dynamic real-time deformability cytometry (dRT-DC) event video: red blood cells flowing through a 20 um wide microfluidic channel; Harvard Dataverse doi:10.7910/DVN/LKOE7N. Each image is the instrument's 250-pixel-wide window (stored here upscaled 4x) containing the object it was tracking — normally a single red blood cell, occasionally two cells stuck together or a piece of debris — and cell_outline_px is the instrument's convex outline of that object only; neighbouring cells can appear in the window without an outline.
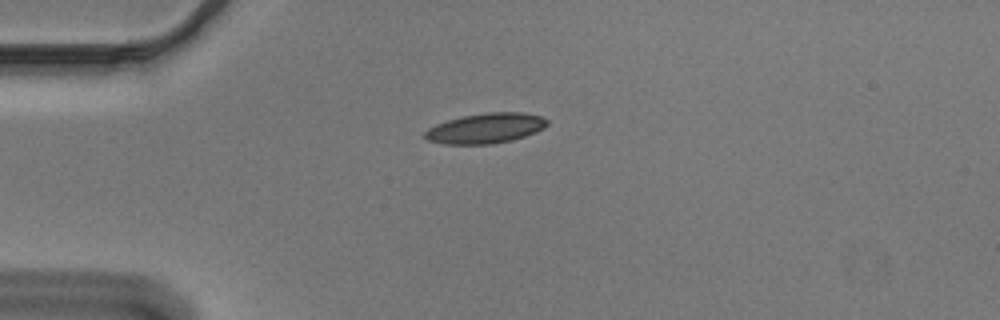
{"species": "Egyptian fruit bat (a non-hibernating species)", "species_latin": "Rousettus aegyptiacus", "temperature_condition": "cold", "stored_images_in_passage": 42, "camera_frame_rate_fps": 3000, "um_per_image_px": 0.085, "animal": {"sex": "male"}, "frame": {"image": 1, "passage_image": 1, "time_ms": 0.0, "image_size_px": [1000, 320], "cell_outline_px": [[548, 124], [544, 128], [536, 132], [512, 140], [492, 144], [444, 144], [428, 140], [424, 136], [424, 132], [428, 128], [436, 124], [448, 120], [464, 116], [484, 112], [524, 112], [540, 116], [548, 120]], "centroid_in_image_um": [41.29, 10.9], "position_along_channel_um": 43.7, "area_um2": 21.5}}
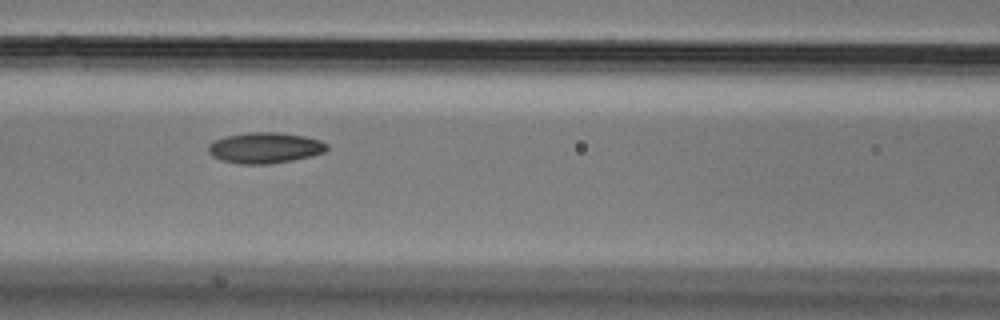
{"frame": {"image": 2, "passage_image": 11, "time_ms": 3.333, "image_size_px": [1000, 320], "cell_outline_px": [[328, 148], [324, 152], [312, 156], [292, 160], [268, 164], [236, 164], [220, 160], [212, 156], [208, 152], [208, 144], [224, 136], [248, 132], [280, 132], [304, 136], [320, 140], [328, 144]], "centroid_in_image_um": [22.5, 12.56], "position_along_channel_um": 144.1, "area_um2": 21.5}}
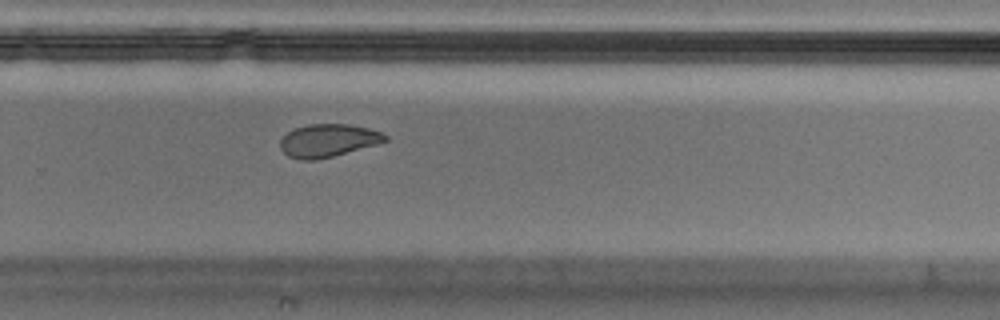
{"frame": {"image": 3, "passage_image": 24, "time_ms": 7.667, "image_size_px": [1000, 320], "cell_outline_px": [[388, 140], [376, 144], [332, 156], [312, 160], [300, 160], [288, 156], [280, 148], [280, 140], [288, 132], [296, 128], [308, 124], [348, 124], [368, 128], [380, 132], [388, 136]], "centroid_in_image_um": [27.87, 11.94], "position_along_channel_um": 301.9, "area_um2": 19.83}, "authors_computed_cell_mechanics": {"area_um2": 20.9525, "velocity_mm_per_s": 3.6462, "shape_relaxation_time_tau1_ms": 6.0327, "shape_relaxation_time_tau2_ms": 4.6413, "deformation_change_tau1": 0.1311, "deformation_change_tau2": 0.098}}